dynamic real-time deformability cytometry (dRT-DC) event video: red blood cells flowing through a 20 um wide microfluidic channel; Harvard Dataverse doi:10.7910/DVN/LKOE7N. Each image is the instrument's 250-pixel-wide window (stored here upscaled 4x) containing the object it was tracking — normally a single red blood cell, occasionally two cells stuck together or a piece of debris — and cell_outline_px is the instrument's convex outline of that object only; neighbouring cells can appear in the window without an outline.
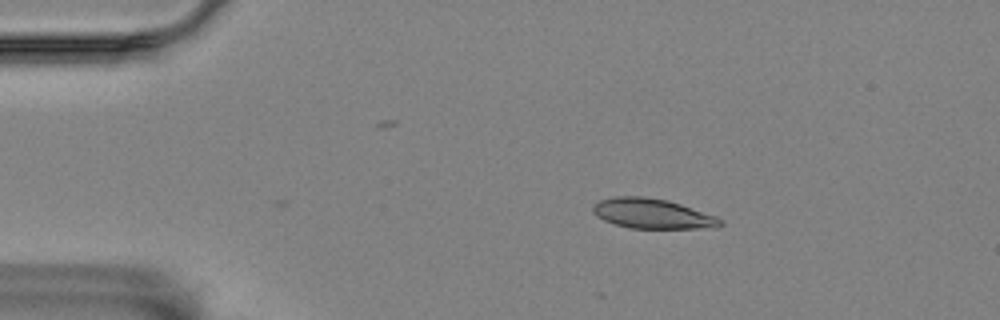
{"species": "Egyptian fruit bat (a non-hibernating species)", "species_latin": "Rousettus aegyptiacus", "temperature_condition": "room temperature", "stored_images_in_passage": 6, "camera_frame_rate_fps": 3000, "um_per_image_px": 0.085, "animal": {"sex": "female"}, "frame": {"image": 1, "passage_image": 1, "time_ms": 0.0, "image_size_px": [1000, 320], "cell_outline_px": [[724, 224], [696, 228], [628, 228], [604, 220], [596, 216], [592, 212], [592, 208], [600, 200], [616, 196], [644, 196], [668, 200], [716, 216], [724, 220]], "centroid_in_image_um": [55.41, 18.15], "position_along_channel_um": 29.6, "area_um2": 21.96}}